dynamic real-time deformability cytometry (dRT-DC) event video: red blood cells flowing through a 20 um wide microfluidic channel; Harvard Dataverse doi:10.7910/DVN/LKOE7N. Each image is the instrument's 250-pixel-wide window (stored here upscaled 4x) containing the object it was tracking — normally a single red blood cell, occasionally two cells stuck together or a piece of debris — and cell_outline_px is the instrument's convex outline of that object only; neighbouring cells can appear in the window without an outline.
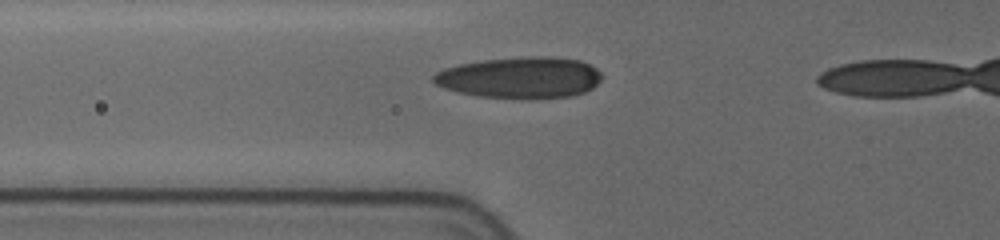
{"species": "human", "species_latin": "Homo sapiens", "temperature_condition": "cold", "stored_images_in_passage": 40, "camera_frame_rate_fps": 3000, "um_per_image_px": 0.085, "donor": {"sex": "female"}, "frame": {"image": 1, "passage_image": 14, "time_ms": 4.333, "image_size_px": [1000, 240], "cell_outline_px": [[604, 76], [592, 88], [584, 92], [568, 96], [532, 100], [476, 96], [456, 92], [444, 88], [436, 84], [432, 80], [432, 76], [436, 72], [444, 68], [460, 64], [480, 60], [528, 56], [552, 56], [580, 60], [596, 68]], "centroid_in_image_um": [44.2, 6.6], "position_along_channel_um": 81.6, "area_um2": 41.15}}
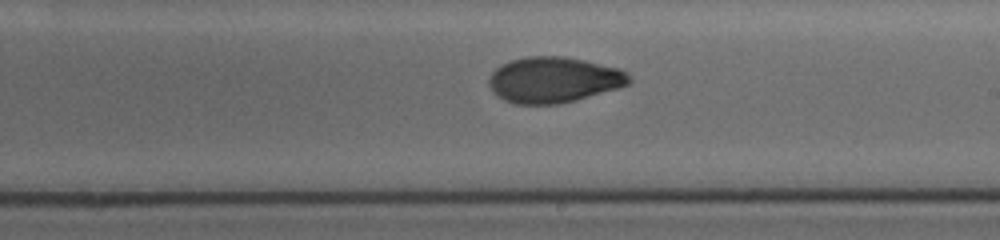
{"frame": {"image": 2, "passage_image": 27, "time_ms": 8.667, "image_size_px": [1000, 240], "cell_outline_px": [[632, 80], [628, 84], [616, 88], [576, 100], [560, 104], [516, 104], [504, 100], [492, 92], [488, 84], [488, 80], [492, 72], [496, 68], [512, 60], [528, 56], [564, 56], [584, 60], [620, 68], [628, 72]], "centroid_in_image_um": [47.06, 6.78], "position_along_channel_um": 241.9, "area_um2": 37.4}}
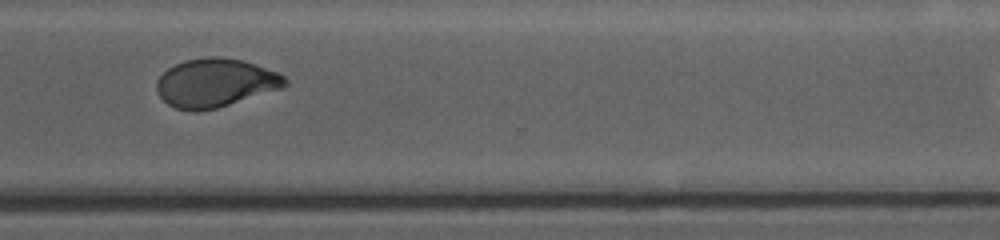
{"frame": {"image": 3, "passage_image": 39, "time_ms": 11.667, "image_size_px": [1000, 240], "cell_outline_px": [[288, 84], [284, 88], [216, 108], [196, 112], [192, 112], [176, 108], [168, 104], [156, 92], [156, 80], [168, 68], [184, 60], [208, 56], [220, 56], [244, 60], [280, 72], [288, 80]], "centroid_in_image_um": [18.33, 7.03], "position_along_channel_um": 352.3, "area_um2": 36.76}}